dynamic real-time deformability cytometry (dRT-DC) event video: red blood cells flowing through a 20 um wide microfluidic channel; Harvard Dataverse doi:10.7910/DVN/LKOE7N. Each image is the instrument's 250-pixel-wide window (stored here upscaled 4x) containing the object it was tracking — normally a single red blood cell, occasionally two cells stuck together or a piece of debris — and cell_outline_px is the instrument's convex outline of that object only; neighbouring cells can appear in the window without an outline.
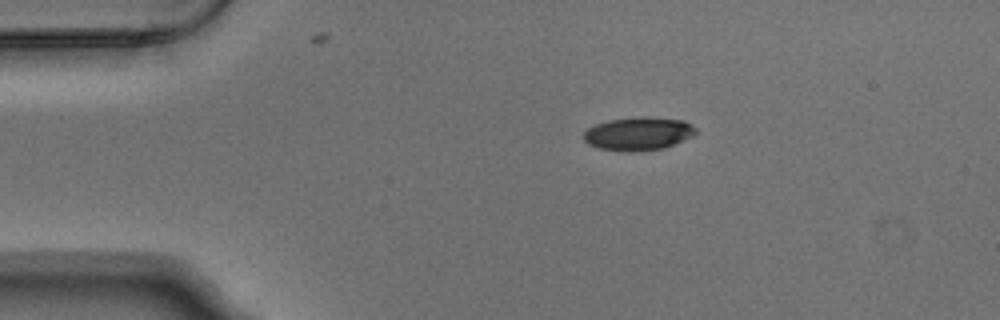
{"species": "Egyptian fruit bat (a non-hibernating species)", "species_latin": "Rousettus aegyptiacus", "temperature_condition": "warm", "stored_images_in_passage": 2, "camera_frame_rate_fps": 3000, "um_per_image_px": 0.085, "animal": {"sex": "male"}, "frame": {"image": 1, "passage_image": 1, "time_ms": 0.0, "image_size_px": [1000, 320], "cell_outline_px": [[696, 132], [692, 136], [664, 148], [640, 152], [624, 152], [600, 148], [588, 144], [584, 140], [584, 132], [588, 128], [596, 124], [608, 120], [640, 116], [648, 116], [684, 120], [692, 124], [696, 128]], "centroid_in_image_um": [54.27, 11.36], "position_along_channel_um": 30.7, "area_um2": 21.96}}